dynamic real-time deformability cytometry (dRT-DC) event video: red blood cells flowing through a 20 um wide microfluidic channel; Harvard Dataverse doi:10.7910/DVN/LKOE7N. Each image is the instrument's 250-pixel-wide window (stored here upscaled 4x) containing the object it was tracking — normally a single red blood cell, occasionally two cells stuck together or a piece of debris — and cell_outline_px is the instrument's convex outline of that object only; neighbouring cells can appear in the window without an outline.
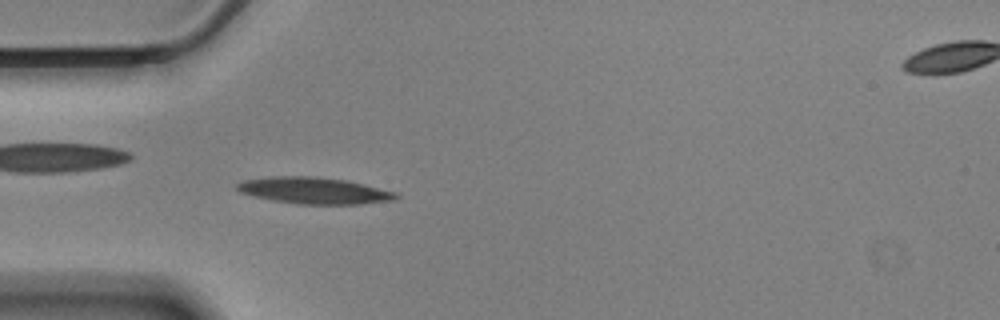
{"species": "Egyptian fruit bat (a non-hibernating species)", "species_latin": "Rousettus aegyptiacus", "temperature_condition": "cold", "stored_images_in_passage": 43, "camera_frame_rate_fps": 3000, "um_per_image_px": 0.085, "animal": {"sex": "male"}, "frame": {"image": 1, "passage_image": 3, "time_ms": 0.667, "image_size_px": [1000, 320], "cell_outline_px": [[400, 196], [396, 200], [360, 204], [296, 204], [272, 200], [240, 192], [236, 188], [236, 184], [244, 180], [272, 176], [316, 176], [348, 180], [396, 192]], "centroid_in_image_um": [26.74, 16.19], "position_along_channel_um": 58.3, "area_um2": 24.68}}
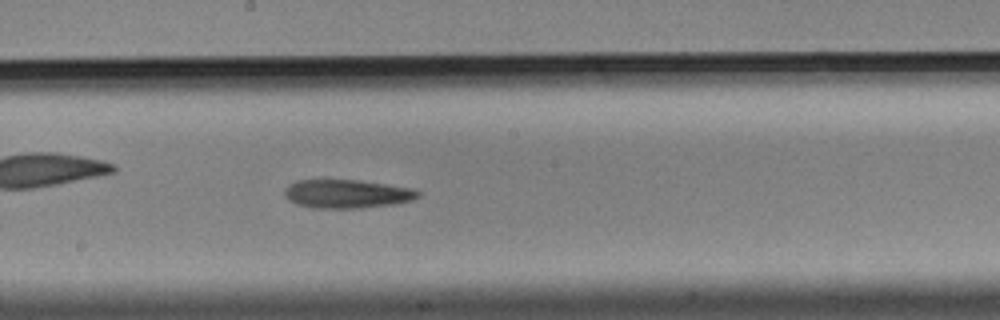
{"frame": {"image": 2, "passage_image": 17, "time_ms": 5.333, "image_size_px": [1000, 320], "cell_outline_px": [[420, 196], [412, 200], [392, 204], [360, 208], [312, 208], [296, 204], [288, 200], [284, 196], [284, 192], [288, 184], [296, 180], [356, 180], [412, 188], [420, 192]], "centroid_in_image_um": [29.44, 16.48], "position_along_channel_um": 218.8, "area_um2": 22.2}}
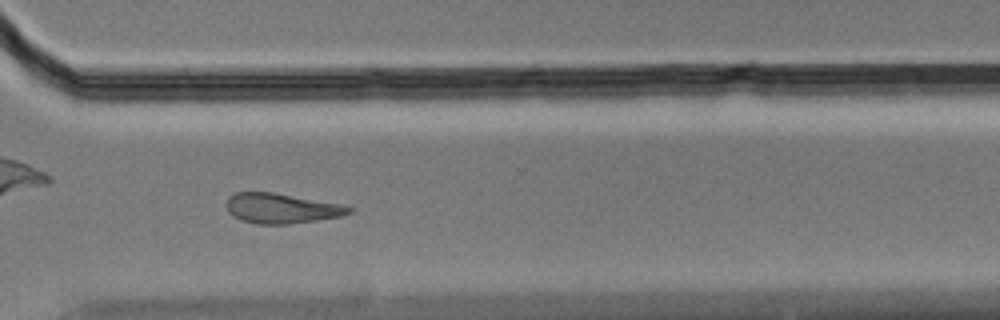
{"frame": {"image": 3, "passage_image": 28, "time_ms": 9.0, "image_size_px": [1000, 320], "cell_outline_px": [[352, 212], [344, 216], [288, 224], [256, 224], [240, 220], [232, 216], [228, 212], [228, 196], [236, 192], [272, 192], [340, 204], [352, 208]], "centroid_in_image_um": [23.91, 17.72], "position_along_channel_um": 346.7, "area_um2": 21.33}, "authors_computed_cell_mechanics": {"area_um2": 22.9466, "velocity_mm_per_s": 3.4975, "shape_relaxation_time_tau1_ms": 6.8996, "shape_relaxation_time_tau2_ms": null, "deformation_change_tau1": 0.1666, "deformation_change_tau2": null}}